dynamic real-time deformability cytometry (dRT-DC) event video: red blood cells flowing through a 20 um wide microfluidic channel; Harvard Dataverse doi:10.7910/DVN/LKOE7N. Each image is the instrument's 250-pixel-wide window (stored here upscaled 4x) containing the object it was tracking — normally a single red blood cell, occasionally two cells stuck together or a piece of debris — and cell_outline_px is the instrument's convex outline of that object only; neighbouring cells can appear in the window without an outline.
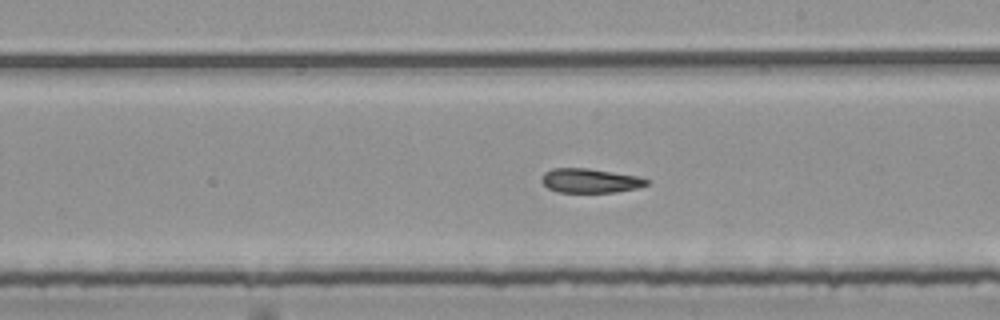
{"species": "common noctule bat (a hibernating species)", "species_latin": "Nyctalus noctula", "temperature_condition": "room temperature", "stored_images_in_passage": 54, "segment_of_instrument_passage": [2, 2], "camera_frame_rate_fps": 3000, "um_per_image_px": 0.085, "animal": {"sex": "female", "body_mass_g": 25.1}, "frame": {"image": 1, "passage_image": 31, "time_ms": 10.0, "image_size_px": [1000, 320], "cell_outline_px": [[648, 184], [636, 188], [616, 192], [556, 192], [548, 188], [540, 180], [544, 172], [552, 168], [588, 168], [640, 176], [648, 180]], "centroid_in_image_um": [50.14, 15.35], "position_along_channel_um": 238.9, "area_um2": 14.91}}
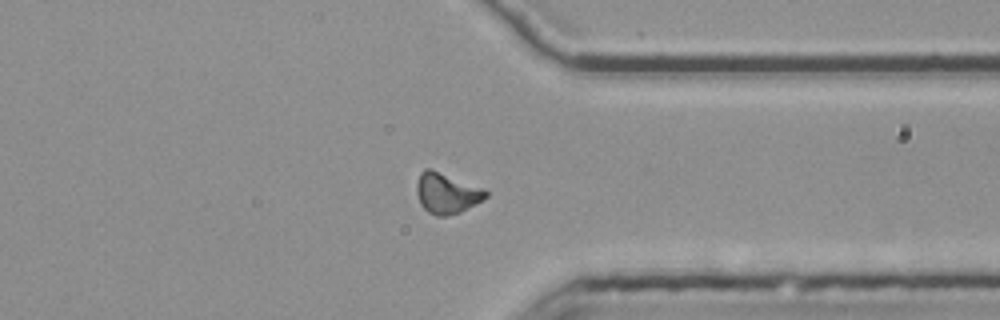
{"frame": {"image": 2, "passage_image": 42, "time_ms": 13.667, "image_size_px": [1000, 320], "cell_outline_px": [[488, 196], [460, 212], [448, 216], [436, 216], [428, 212], [420, 204], [416, 192], [416, 184], [420, 172], [424, 168], [432, 168], [484, 188], [488, 192]], "centroid_in_image_um": [37.94, 16.4], "position_along_channel_um": 373.5, "area_um2": 16.53}}
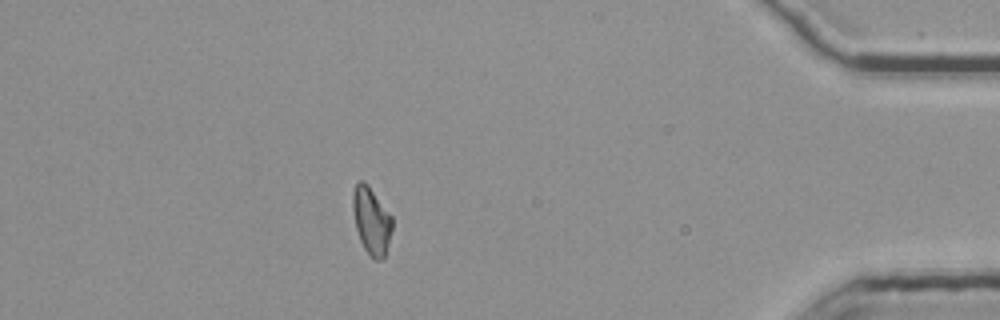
{"frame": {"image": 3, "passage_image": 48, "time_ms": 15.667, "image_size_px": [1000, 320], "cell_outline_px": [[392, 228], [388, 244], [384, 256], [380, 260], [372, 260], [364, 248], [360, 240], [356, 228], [352, 208], [352, 192], [356, 184], [360, 180], [364, 180], [368, 184], [392, 216]], "centroid_in_image_um": [31.56, 18.74], "position_along_channel_um": 403.6, "area_um2": 15.49}}